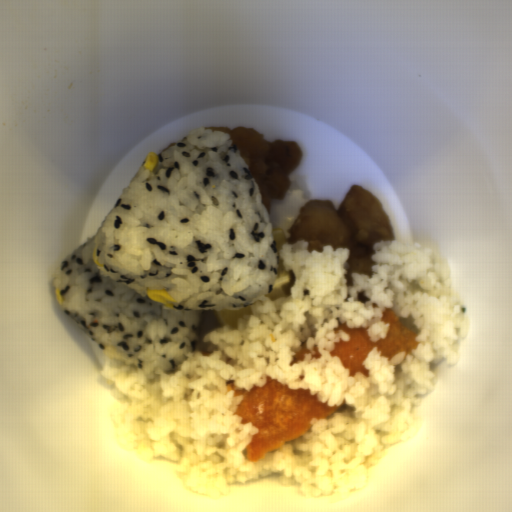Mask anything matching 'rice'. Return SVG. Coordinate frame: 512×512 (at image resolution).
Wrapping results in <instances>:
<instances>
[{
    "label": "rice",
    "mask_w": 512,
    "mask_h": 512,
    "mask_svg": "<svg viewBox=\"0 0 512 512\" xmlns=\"http://www.w3.org/2000/svg\"><path fill=\"white\" fill-rule=\"evenodd\" d=\"M372 247V277L351 271L348 287L349 249L323 244L322 252H308V240L286 241L277 253L295 276L291 296L261 295L250 305L252 315L237 318V329L224 324L204 335L207 355L187 351L198 337L182 325L170 343L159 344L167 332L161 318L146 328L151 342L140 352L142 367L104 354L99 373L114 384L110 395L120 404L110 412L116 443L146 464L157 456L178 462L175 474L186 489L209 499L227 495L228 483L244 485L269 473H280L281 485L299 484V494L311 498L345 499L365 488L368 469L386 456L385 446L423 429L412 409L421 406L419 395L435 390L438 374L430 365L443 359L457 365V343L466 340L470 326L440 248L429 240L383 239ZM386 307L419 333L421 344L389 362L376 347L363 363L369 378L362 372L349 376L350 369L329 353L349 334L334 328L345 322L369 327L377 342L389 328L381 320ZM305 347L312 353L289 365ZM266 376L289 388H310L328 406L346 404L251 463L245 447L258 429L252 422L240 425L242 418L233 413L242 396L226 392L225 383L235 379L236 389L250 391L253 384L265 386Z\"/></svg>",
    "instance_id": "652b925c"
},
{
    "label": "rice",
    "mask_w": 512,
    "mask_h": 512,
    "mask_svg": "<svg viewBox=\"0 0 512 512\" xmlns=\"http://www.w3.org/2000/svg\"><path fill=\"white\" fill-rule=\"evenodd\" d=\"M144 163L95 234L58 266L61 309L110 359L143 368L147 328L197 334L205 313L241 310L273 293L280 271L271 217L229 133L197 128ZM98 245L92 262V248ZM162 289L176 307L151 302Z\"/></svg>",
    "instance_id": "023b6e5f"
}]
</instances>
